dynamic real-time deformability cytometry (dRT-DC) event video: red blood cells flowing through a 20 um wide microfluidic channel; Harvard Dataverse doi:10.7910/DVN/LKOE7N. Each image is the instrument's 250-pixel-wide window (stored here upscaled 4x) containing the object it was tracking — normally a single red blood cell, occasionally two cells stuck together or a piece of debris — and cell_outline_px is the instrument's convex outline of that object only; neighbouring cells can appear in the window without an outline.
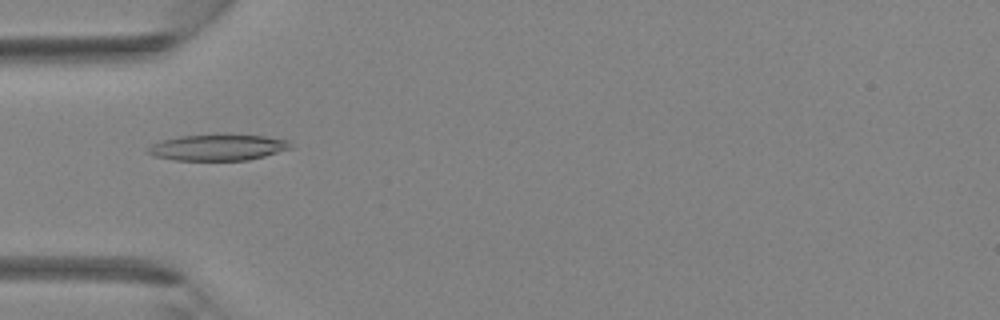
{"species": "Egyptian fruit bat (a non-hibernating species)", "species_latin": "Rousettus aegyptiacus", "temperature_condition": "room temperature", "stored_images_in_passage": 40, "camera_frame_rate_fps": 3000, "um_per_image_px": 0.085, "animal": {"sex": "female"}, "frame": {"image": 1, "passage_image": 13, "time_ms": 4.0, "image_size_px": [1000, 320], "cell_outline_px": [[292, 148], [264, 156], [248, 160], [172, 160], [152, 156], [144, 152], [152, 144], [164, 140], [180, 136], [264, 136], [288, 140], [292, 144]], "centroid_in_image_um": [18.49, 12.56], "position_along_channel_um": 66.5, "area_um2": 21.21}}
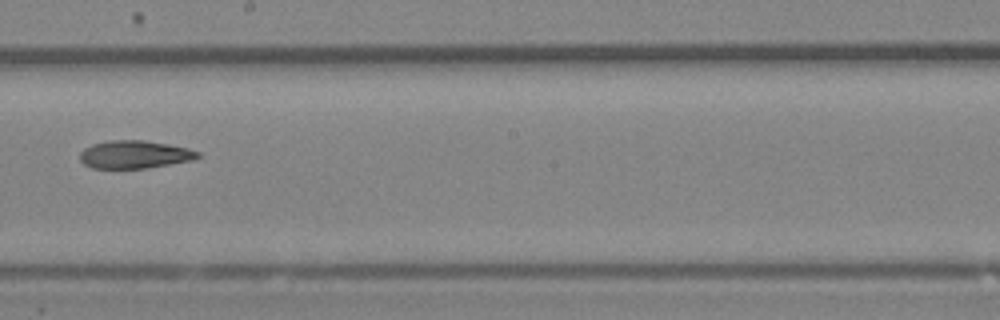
{"frame": {"image": 2, "passage_image": 23, "time_ms": 7.333, "image_size_px": [1000, 320], "cell_outline_px": [[200, 156], [192, 160], [148, 168], [92, 168], [84, 164], [80, 160], [80, 152], [84, 148], [92, 144], [112, 140], [144, 140], [168, 144], [188, 148], [200, 152]], "centroid_in_image_um": [11.43, 13.13], "position_along_channel_um": 236.8, "area_um2": 19.13}}
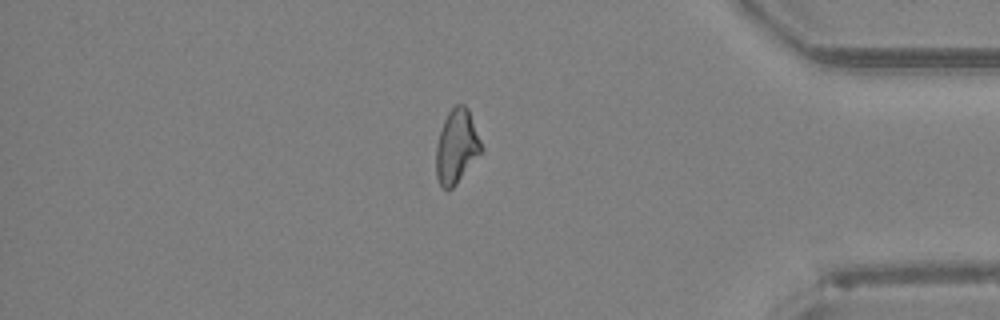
{"frame": {"image": 3, "passage_image": 34, "time_ms": 11.0, "image_size_px": [1000, 320], "cell_outline_px": [[484, 152], [456, 184], [452, 188], [444, 188], [440, 184], [436, 176], [436, 144], [444, 120], [448, 112], [456, 104], [464, 104], [468, 108], [484, 148]], "centroid_in_image_um": [38.84, 12.45], "position_along_channel_um": 396.4, "area_um2": 19.71}}